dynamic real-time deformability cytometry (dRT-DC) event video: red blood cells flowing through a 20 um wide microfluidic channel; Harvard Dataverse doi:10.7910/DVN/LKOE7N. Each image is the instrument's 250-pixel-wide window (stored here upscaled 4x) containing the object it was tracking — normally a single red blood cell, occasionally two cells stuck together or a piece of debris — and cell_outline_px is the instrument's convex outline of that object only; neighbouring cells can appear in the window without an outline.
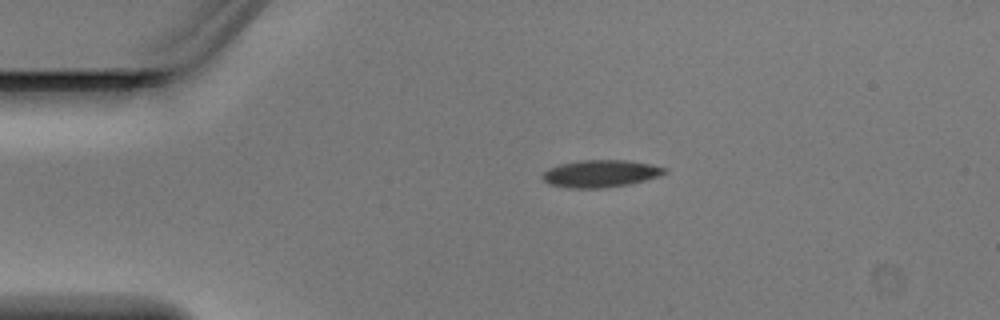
{"species": "Egyptian fruit bat (a non-hibernating species)", "species_latin": "Rousettus aegyptiacus", "temperature_condition": "warm", "stored_images_in_passage": 3, "segment_of_instrument_passage": [1, 2], "camera_frame_rate_fps": 3000, "um_per_image_px": 0.085, "animal": {"sex": "male"}, "frame": {"image": 1, "passage_image": 1, "time_ms": 0.0, "image_size_px": [1000, 320], "cell_outline_px": [[668, 172], [644, 180], [628, 184], [608, 188], [564, 188], [548, 184], [540, 176], [548, 168], [560, 164], [580, 160], [628, 160], [668, 168]], "centroid_in_image_um": [51.0, 14.76], "position_along_channel_um": 34.0, "area_um2": 19.48}}